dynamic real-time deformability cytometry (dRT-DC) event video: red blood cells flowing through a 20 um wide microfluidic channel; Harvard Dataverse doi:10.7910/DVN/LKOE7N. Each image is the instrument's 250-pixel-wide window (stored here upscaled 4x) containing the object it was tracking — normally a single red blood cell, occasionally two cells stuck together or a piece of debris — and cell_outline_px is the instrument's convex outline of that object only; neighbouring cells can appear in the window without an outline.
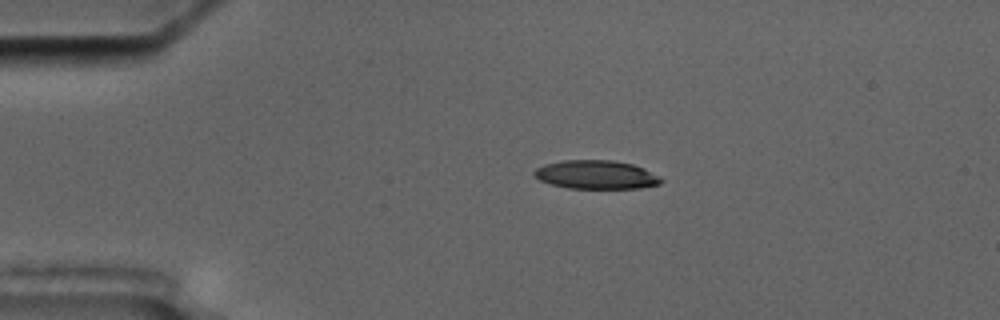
{"species": "common noctule bat (a hibernating species)", "species_latin": "Nyctalus noctula", "temperature_condition": "cold", "stored_images_in_passage": 5, "camera_frame_rate_fps": 3000, "um_per_image_px": 0.085, "animal": {"sex": "male", "body_mass_g": 17.5, "forearm_length_mm": 52.3}, "frame": {"image": 1, "passage_image": 3, "time_ms": 2.333, "image_size_px": [1000, 320], "cell_outline_px": [[664, 180], [660, 184], [640, 188], [568, 188], [552, 184], [540, 180], [532, 176], [532, 172], [536, 168], [544, 164], [560, 160], [612, 160], [632, 164], [644, 168], [660, 176]], "centroid_in_image_um": [50.66, 14.84], "position_along_channel_um": 34.3, "area_um2": 21.33}}